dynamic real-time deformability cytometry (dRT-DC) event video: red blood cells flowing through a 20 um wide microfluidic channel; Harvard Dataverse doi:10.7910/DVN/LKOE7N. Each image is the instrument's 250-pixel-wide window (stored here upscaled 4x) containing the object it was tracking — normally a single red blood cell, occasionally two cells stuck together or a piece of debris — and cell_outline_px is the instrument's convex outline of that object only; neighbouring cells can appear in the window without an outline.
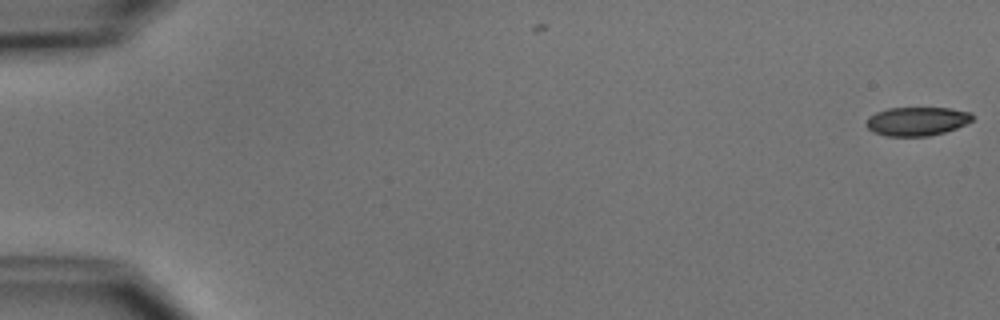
{"species": "common noctule bat (a hibernating species)", "species_latin": "Nyctalus noctula", "temperature_condition": "cold", "stored_images_in_passage": 2, "camera_frame_rate_fps": 3000, "um_per_image_px": 0.085, "animal": {"sex": "male", "body_mass_g": 15.6}, "frame": {"image": 1, "passage_image": 2, "time_ms": 0.333, "image_size_px": [1000, 320], "cell_outline_px": [[972, 120], [956, 128], [944, 132], [928, 136], [888, 136], [872, 132], [864, 124], [868, 116], [876, 112], [888, 108], [948, 108], [972, 112]], "centroid_in_image_um": [77.89, 10.3], "position_along_channel_um": 7.1, "area_um2": 17.8}}